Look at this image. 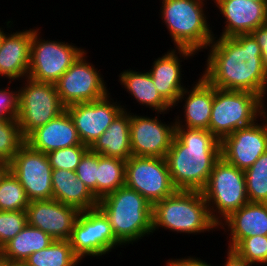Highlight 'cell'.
Returning a JSON list of instances; mask_svg holds the SVG:
<instances>
[{"instance_id": "9", "label": "cell", "mask_w": 267, "mask_h": 266, "mask_svg": "<svg viewBox=\"0 0 267 266\" xmlns=\"http://www.w3.org/2000/svg\"><path fill=\"white\" fill-rule=\"evenodd\" d=\"M39 31L32 29L28 78L55 84L84 49L65 41L42 39Z\"/></svg>"}, {"instance_id": "6", "label": "cell", "mask_w": 267, "mask_h": 266, "mask_svg": "<svg viewBox=\"0 0 267 266\" xmlns=\"http://www.w3.org/2000/svg\"><path fill=\"white\" fill-rule=\"evenodd\" d=\"M266 106L257 94L214 87L209 131L221 141L237 129L260 120L267 112Z\"/></svg>"}, {"instance_id": "34", "label": "cell", "mask_w": 267, "mask_h": 266, "mask_svg": "<svg viewBox=\"0 0 267 266\" xmlns=\"http://www.w3.org/2000/svg\"><path fill=\"white\" fill-rule=\"evenodd\" d=\"M89 149L86 145L70 146L56 149L47 153L49 163L53 169L75 171L84 153Z\"/></svg>"}, {"instance_id": "20", "label": "cell", "mask_w": 267, "mask_h": 266, "mask_svg": "<svg viewBox=\"0 0 267 266\" xmlns=\"http://www.w3.org/2000/svg\"><path fill=\"white\" fill-rule=\"evenodd\" d=\"M25 143L45 154L70 146L83 145L74 122L65 110L47 124L32 131Z\"/></svg>"}, {"instance_id": "28", "label": "cell", "mask_w": 267, "mask_h": 266, "mask_svg": "<svg viewBox=\"0 0 267 266\" xmlns=\"http://www.w3.org/2000/svg\"><path fill=\"white\" fill-rule=\"evenodd\" d=\"M125 170V160L98 154L96 178V198L98 200L125 186Z\"/></svg>"}, {"instance_id": "23", "label": "cell", "mask_w": 267, "mask_h": 266, "mask_svg": "<svg viewBox=\"0 0 267 266\" xmlns=\"http://www.w3.org/2000/svg\"><path fill=\"white\" fill-rule=\"evenodd\" d=\"M213 97L214 86L208 83L202 76L199 77L196 84L190 90L185 88L180 94L176 105L178 106V103L185 100L183 105L184 120L181 121V117L178 115L174 119L175 127L209 130Z\"/></svg>"}, {"instance_id": "17", "label": "cell", "mask_w": 267, "mask_h": 266, "mask_svg": "<svg viewBox=\"0 0 267 266\" xmlns=\"http://www.w3.org/2000/svg\"><path fill=\"white\" fill-rule=\"evenodd\" d=\"M26 213L28 225L41 229L57 241L70 239L80 211L52 198L30 201Z\"/></svg>"}, {"instance_id": "24", "label": "cell", "mask_w": 267, "mask_h": 266, "mask_svg": "<svg viewBox=\"0 0 267 266\" xmlns=\"http://www.w3.org/2000/svg\"><path fill=\"white\" fill-rule=\"evenodd\" d=\"M53 199L80 212L97 207L99 200L89 188L77 178L75 171L65 169L52 170Z\"/></svg>"}, {"instance_id": "39", "label": "cell", "mask_w": 267, "mask_h": 266, "mask_svg": "<svg viewBox=\"0 0 267 266\" xmlns=\"http://www.w3.org/2000/svg\"><path fill=\"white\" fill-rule=\"evenodd\" d=\"M166 266H211V264L200 258L188 256L187 258L169 259L166 262Z\"/></svg>"}, {"instance_id": "3", "label": "cell", "mask_w": 267, "mask_h": 266, "mask_svg": "<svg viewBox=\"0 0 267 266\" xmlns=\"http://www.w3.org/2000/svg\"><path fill=\"white\" fill-rule=\"evenodd\" d=\"M97 207L108 219L115 238L130 244L153 234L152 205L137 191L126 186L102 197Z\"/></svg>"}, {"instance_id": "31", "label": "cell", "mask_w": 267, "mask_h": 266, "mask_svg": "<svg viewBox=\"0 0 267 266\" xmlns=\"http://www.w3.org/2000/svg\"><path fill=\"white\" fill-rule=\"evenodd\" d=\"M29 203L24 187L10 170L0 182V210L26 211Z\"/></svg>"}, {"instance_id": "14", "label": "cell", "mask_w": 267, "mask_h": 266, "mask_svg": "<svg viewBox=\"0 0 267 266\" xmlns=\"http://www.w3.org/2000/svg\"><path fill=\"white\" fill-rule=\"evenodd\" d=\"M260 119V123L239 128L220 141L226 162L245 171L267 151V112Z\"/></svg>"}, {"instance_id": "16", "label": "cell", "mask_w": 267, "mask_h": 266, "mask_svg": "<svg viewBox=\"0 0 267 266\" xmlns=\"http://www.w3.org/2000/svg\"><path fill=\"white\" fill-rule=\"evenodd\" d=\"M159 115L145 117L130 113L132 156L165 158L175 136V122L159 121Z\"/></svg>"}, {"instance_id": "2", "label": "cell", "mask_w": 267, "mask_h": 266, "mask_svg": "<svg viewBox=\"0 0 267 266\" xmlns=\"http://www.w3.org/2000/svg\"><path fill=\"white\" fill-rule=\"evenodd\" d=\"M220 158V140L209 130L188 127H175L165 157L173 185L186 191H202Z\"/></svg>"}, {"instance_id": "11", "label": "cell", "mask_w": 267, "mask_h": 266, "mask_svg": "<svg viewBox=\"0 0 267 266\" xmlns=\"http://www.w3.org/2000/svg\"><path fill=\"white\" fill-rule=\"evenodd\" d=\"M69 242L80 260L86 256H104L112 249L122 247L115 238L108 219L98 207L79 213Z\"/></svg>"}, {"instance_id": "27", "label": "cell", "mask_w": 267, "mask_h": 266, "mask_svg": "<svg viewBox=\"0 0 267 266\" xmlns=\"http://www.w3.org/2000/svg\"><path fill=\"white\" fill-rule=\"evenodd\" d=\"M53 241L41 229L27 224L0 249V255L7 261L24 262L31 254L47 248Z\"/></svg>"}, {"instance_id": "42", "label": "cell", "mask_w": 267, "mask_h": 266, "mask_svg": "<svg viewBox=\"0 0 267 266\" xmlns=\"http://www.w3.org/2000/svg\"><path fill=\"white\" fill-rule=\"evenodd\" d=\"M5 266H26L24 262H12L5 259Z\"/></svg>"}, {"instance_id": "29", "label": "cell", "mask_w": 267, "mask_h": 266, "mask_svg": "<svg viewBox=\"0 0 267 266\" xmlns=\"http://www.w3.org/2000/svg\"><path fill=\"white\" fill-rule=\"evenodd\" d=\"M80 262L69 240H54L47 248L34 252L24 261L26 266H77Z\"/></svg>"}, {"instance_id": "45", "label": "cell", "mask_w": 267, "mask_h": 266, "mask_svg": "<svg viewBox=\"0 0 267 266\" xmlns=\"http://www.w3.org/2000/svg\"><path fill=\"white\" fill-rule=\"evenodd\" d=\"M252 1H255V2H267V0H252Z\"/></svg>"}, {"instance_id": "36", "label": "cell", "mask_w": 267, "mask_h": 266, "mask_svg": "<svg viewBox=\"0 0 267 266\" xmlns=\"http://www.w3.org/2000/svg\"><path fill=\"white\" fill-rule=\"evenodd\" d=\"M98 167V153L93 152L90 148L84 153L80 163L76 167L75 173L89 190L96 197V178Z\"/></svg>"}, {"instance_id": "33", "label": "cell", "mask_w": 267, "mask_h": 266, "mask_svg": "<svg viewBox=\"0 0 267 266\" xmlns=\"http://www.w3.org/2000/svg\"><path fill=\"white\" fill-rule=\"evenodd\" d=\"M232 250L256 265H267V236L243 238Z\"/></svg>"}, {"instance_id": "7", "label": "cell", "mask_w": 267, "mask_h": 266, "mask_svg": "<svg viewBox=\"0 0 267 266\" xmlns=\"http://www.w3.org/2000/svg\"><path fill=\"white\" fill-rule=\"evenodd\" d=\"M201 192L210 216L217 224L249 202L244 171L229 164L222 157L215 163Z\"/></svg>"}, {"instance_id": "26", "label": "cell", "mask_w": 267, "mask_h": 266, "mask_svg": "<svg viewBox=\"0 0 267 266\" xmlns=\"http://www.w3.org/2000/svg\"><path fill=\"white\" fill-rule=\"evenodd\" d=\"M138 104L147 106L157 114L173 109L158 93L150 73L127 69L119 74V81Z\"/></svg>"}, {"instance_id": "22", "label": "cell", "mask_w": 267, "mask_h": 266, "mask_svg": "<svg viewBox=\"0 0 267 266\" xmlns=\"http://www.w3.org/2000/svg\"><path fill=\"white\" fill-rule=\"evenodd\" d=\"M225 227L227 232L230 231L229 249H233L243 238L267 236V203H246L218 224V228L224 231Z\"/></svg>"}, {"instance_id": "4", "label": "cell", "mask_w": 267, "mask_h": 266, "mask_svg": "<svg viewBox=\"0 0 267 266\" xmlns=\"http://www.w3.org/2000/svg\"><path fill=\"white\" fill-rule=\"evenodd\" d=\"M177 233L200 234L218 228L201 191L177 190L152 205V228Z\"/></svg>"}, {"instance_id": "12", "label": "cell", "mask_w": 267, "mask_h": 266, "mask_svg": "<svg viewBox=\"0 0 267 266\" xmlns=\"http://www.w3.org/2000/svg\"><path fill=\"white\" fill-rule=\"evenodd\" d=\"M86 55L84 50L55 83L65 106L99 100L109 93L102 74L87 61Z\"/></svg>"}, {"instance_id": "30", "label": "cell", "mask_w": 267, "mask_h": 266, "mask_svg": "<svg viewBox=\"0 0 267 266\" xmlns=\"http://www.w3.org/2000/svg\"><path fill=\"white\" fill-rule=\"evenodd\" d=\"M249 202L267 203V151L244 171Z\"/></svg>"}, {"instance_id": "38", "label": "cell", "mask_w": 267, "mask_h": 266, "mask_svg": "<svg viewBox=\"0 0 267 266\" xmlns=\"http://www.w3.org/2000/svg\"><path fill=\"white\" fill-rule=\"evenodd\" d=\"M251 34L261 48L262 64L267 71V24L258 27Z\"/></svg>"}, {"instance_id": "21", "label": "cell", "mask_w": 267, "mask_h": 266, "mask_svg": "<svg viewBox=\"0 0 267 266\" xmlns=\"http://www.w3.org/2000/svg\"><path fill=\"white\" fill-rule=\"evenodd\" d=\"M32 29L5 34L0 46V76L12 81L28 77Z\"/></svg>"}, {"instance_id": "32", "label": "cell", "mask_w": 267, "mask_h": 266, "mask_svg": "<svg viewBox=\"0 0 267 266\" xmlns=\"http://www.w3.org/2000/svg\"><path fill=\"white\" fill-rule=\"evenodd\" d=\"M24 143L17 119H0V160L10 163Z\"/></svg>"}, {"instance_id": "10", "label": "cell", "mask_w": 267, "mask_h": 266, "mask_svg": "<svg viewBox=\"0 0 267 266\" xmlns=\"http://www.w3.org/2000/svg\"><path fill=\"white\" fill-rule=\"evenodd\" d=\"M125 186L137 191L151 205L174 194L165 158L131 156L126 160Z\"/></svg>"}, {"instance_id": "43", "label": "cell", "mask_w": 267, "mask_h": 266, "mask_svg": "<svg viewBox=\"0 0 267 266\" xmlns=\"http://www.w3.org/2000/svg\"><path fill=\"white\" fill-rule=\"evenodd\" d=\"M6 33L7 32L4 33V29L3 28H0V46H1L2 40H3V38H4Z\"/></svg>"}, {"instance_id": "40", "label": "cell", "mask_w": 267, "mask_h": 266, "mask_svg": "<svg viewBox=\"0 0 267 266\" xmlns=\"http://www.w3.org/2000/svg\"><path fill=\"white\" fill-rule=\"evenodd\" d=\"M227 257L224 266H253V264L241 256H239L234 250L227 248Z\"/></svg>"}, {"instance_id": "5", "label": "cell", "mask_w": 267, "mask_h": 266, "mask_svg": "<svg viewBox=\"0 0 267 266\" xmlns=\"http://www.w3.org/2000/svg\"><path fill=\"white\" fill-rule=\"evenodd\" d=\"M204 2L206 1L162 0L159 15L165 22L175 48L190 49L198 54L213 41L216 34H213L207 22Z\"/></svg>"}, {"instance_id": "37", "label": "cell", "mask_w": 267, "mask_h": 266, "mask_svg": "<svg viewBox=\"0 0 267 266\" xmlns=\"http://www.w3.org/2000/svg\"><path fill=\"white\" fill-rule=\"evenodd\" d=\"M0 88V119H15L18 113V90Z\"/></svg>"}, {"instance_id": "13", "label": "cell", "mask_w": 267, "mask_h": 266, "mask_svg": "<svg viewBox=\"0 0 267 266\" xmlns=\"http://www.w3.org/2000/svg\"><path fill=\"white\" fill-rule=\"evenodd\" d=\"M10 170L24 187L30 201L53 198V168L45 153L24 143L10 162Z\"/></svg>"}, {"instance_id": "41", "label": "cell", "mask_w": 267, "mask_h": 266, "mask_svg": "<svg viewBox=\"0 0 267 266\" xmlns=\"http://www.w3.org/2000/svg\"><path fill=\"white\" fill-rule=\"evenodd\" d=\"M10 171V163L7 161L0 160V182Z\"/></svg>"}, {"instance_id": "44", "label": "cell", "mask_w": 267, "mask_h": 266, "mask_svg": "<svg viewBox=\"0 0 267 266\" xmlns=\"http://www.w3.org/2000/svg\"><path fill=\"white\" fill-rule=\"evenodd\" d=\"M0 266H5V259L0 255Z\"/></svg>"}, {"instance_id": "1", "label": "cell", "mask_w": 267, "mask_h": 266, "mask_svg": "<svg viewBox=\"0 0 267 266\" xmlns=\"http://www.w3.org/2000/svg\"><path fill=\"white\" fill-rule=\"evenodd\" d=\"M214 36L206 68L201 75L212 86L223 90L246 91L263 100L267 92V71L261 48L251 33L232 37ZM209 47V48H208Z\"/></svg>"}, {"instance_id": "18", "label": "cell", "mask_w": 267, "mask_h": 266, "mask_svg": "<svg viewBox=\"0 0 267 266\" xmlns=\"http://www.w3.org/2000/svg\"><path fill=\"white\" fill-rule=\"evenodd\" d=\"M225 19L220 37L252 33L267 24V2L252 0H212Z\"/></svg>"}, {"instance_id": "19", "label": "cell", "mask_w": 267, "mask_h": 266, "mask_svg": "<svg viewBox=\"0 0 267 266\" xmlns=\"http://www.w3.org/2000/svg\"><path fill=\"white\" fill-rule=\"evenodd\" d=\"M197 53L190 49L174 48L161 57L155 59L150 73L154 85L161 97L173 108L178 98L186 88L182 83L181 62L194 57ZM180 55V56H178ZM180 57V58H179Z\"/></svg>"}, {"instance_id": "15", "label": "cell", "mask_w": 267, "mask_h": 266, "mask_svg": "<svg viewBox=\"0 0 267 266\" xmlns=\"http://www.w3.org/2000/svg\"><path fill=\"white\" fill-rule=\"evenodd\" d=\"M109 95L110 93L99 100L66 106L82 144L89 148L123 110L122 105L117 100L114 102Z\"/></svg>"}, {"instance_id": "35", "label": "cell", "mask_w": 267, "mask_h": 266, "mask_svg": "<svg viewBox=\"0 0 267 266\" xmlns=\"http://www.w3.org/2000/svg\"><path fill=\"white\" fill-rule=\"evenodd\" d=\"M27 225L26 211L0 210V249Z\"/></svg>"}, {"instance_id": "8", "label": "cell", "mask_w": 267, "mask_h": 266, "mask_svg": "<svg viewBox=\"0 0 267 266\" xmlns=\"http://www.w3.org/2000/svg\"><path fill=\"white\" fill-rule=\"evenodd\" d=\"M23 87L18 89L17 121L26 138L32 131L47 124L66 110L54 83L22 79Z\"/></svg>"}, {"instance_id": "25", "label": "cell", "mask_w": 267, "mask_h": 266, "mask_svg": "<svg viewBox=\"0 0 267 266\" xmlns=\"http://www.w3.org/2000/svg\"><path fill=\"white\" fill-rule=\"evenodd\" d=\"M123 110L107 130L90 147L93 152L107 157L127 160L132 156L130 140V111Z\"/></svg>"}]
</instances>
